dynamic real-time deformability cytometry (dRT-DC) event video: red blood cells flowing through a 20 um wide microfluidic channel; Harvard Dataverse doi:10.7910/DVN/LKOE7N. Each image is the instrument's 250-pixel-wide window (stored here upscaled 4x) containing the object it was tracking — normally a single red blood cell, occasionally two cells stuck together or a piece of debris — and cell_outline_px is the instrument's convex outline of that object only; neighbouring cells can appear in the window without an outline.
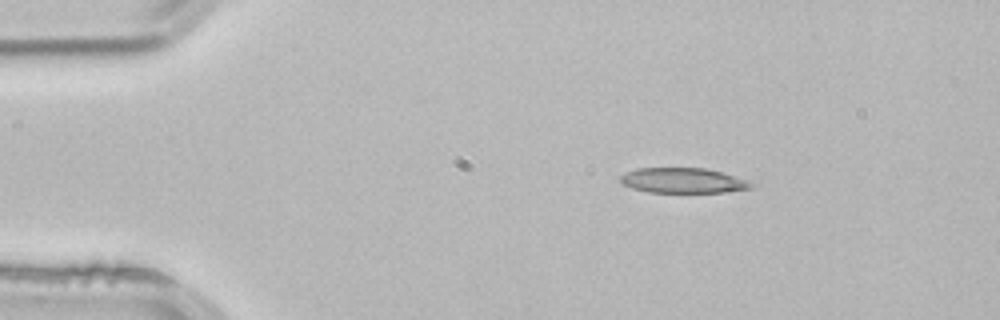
{"species": "common noctule bat (a hibernating species)", "species_latin": "Nyctalus noctula", "temperature_condition": "room temperature", "stored_images_in_passage": 3, "camera_frame_rate_fps": 3000, "um_per_image_px": 0.085, "animal": {"sex": "male", "body_mass_g": 21.5, "forearm_length_mm": 52.0}, "frame": {"image": 1, "passage_image": 2, "time_ms": 0.333, "image_size_px": [1000, 320], "cell_outline_px": [[760, 180], [752, 188], [724, 192], [648, 192], [632, 188], [624, 184], [620, 180], [620, 176], [636, 168], [708, 168]], "centroid_in_image_um": [58.28, 15.33], "position_along_channel_um": 26.7, "area_um2": 19.83}}